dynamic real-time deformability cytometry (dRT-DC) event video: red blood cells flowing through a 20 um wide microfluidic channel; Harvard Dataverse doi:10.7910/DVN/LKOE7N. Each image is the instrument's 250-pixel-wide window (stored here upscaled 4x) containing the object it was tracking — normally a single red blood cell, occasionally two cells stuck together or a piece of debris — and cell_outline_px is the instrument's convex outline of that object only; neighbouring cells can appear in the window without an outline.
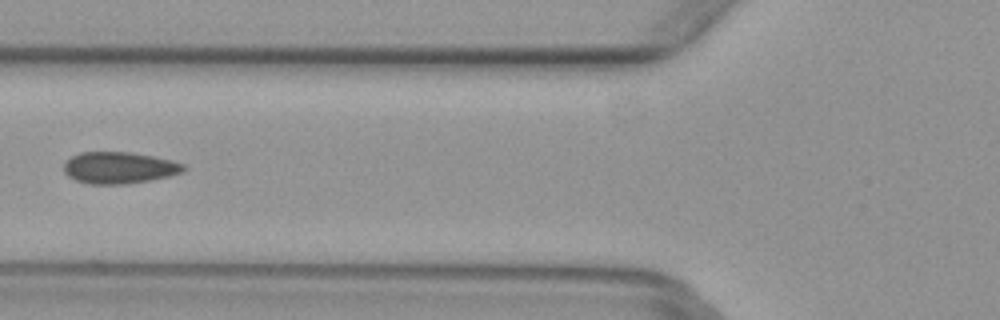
{"species": "common noctule bat (a hibernating species)", "species_latin": "Nyctalus noctula", "temperature_condition": "warm", "stored_images_in_passage": 5, "camera_frame_rate_fps": 3000, "um_per_image_px": 0.085, "animal": {"sex": "female", "body_mass_g": 29.2, "forearm_length_mm": 56.3}, "frame": {"image": 1, "passage_image": 5, "time_ms": 1.333, "image_size_px": [1000, 320], "cell_outline_px": [[188, 168], [184, 172], [152, 180], [124, 184], [88, 184], [76, 180], [68, 176], [64, 172], [64, 160], [80, 152], [132, 152], [172, 160], [184, 164]], "centroid_in_image_um": [10.14, 14.25], "position_along_channel_um": 115.7, "area_um2": 22.31}}